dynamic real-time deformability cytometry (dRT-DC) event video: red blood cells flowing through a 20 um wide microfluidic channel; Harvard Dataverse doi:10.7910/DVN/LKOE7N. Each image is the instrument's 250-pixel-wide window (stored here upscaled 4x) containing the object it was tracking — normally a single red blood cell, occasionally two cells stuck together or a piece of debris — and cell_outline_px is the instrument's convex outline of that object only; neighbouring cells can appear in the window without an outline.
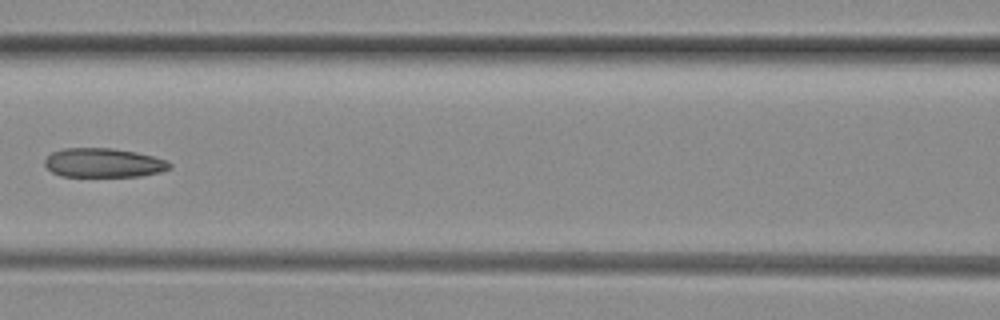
{"species": "common noctule bat (a hibernating species)", "species_latin": "Nyctalus noctula", "temperature_condition": "room temperature", "stored_images_in_passage": 7, "camera_frame_rate_fps": 3000, "um_per_image_px": 0.085, "animal": {"sex": "female", "body_mass_g": 29.2, "forearm_length_mm": 56.3}, "frame": {"image": 1, "passage_image": 6, "time_ms": 1.667, "image_size_px": [1000, 320], "cell_outline_px": [[172, 168], [160, 172], [140, 176], [60, 176], [52, 172], [44, 164], [44, 160], [52, 152], [64, 148], [112, 148], [136, 152], [168, 160], [172, 164]], "centroid_in_image_um": [8.82, 13.84], "position_along_channel_um": 157.8, "area_um2": 21.27}}
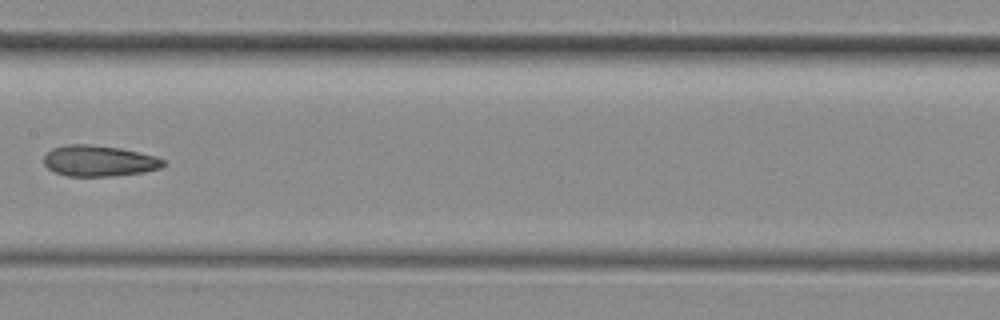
{"frame": {"image": 2, "passage_image": 7, "time_ms": 2.0, "image_size_px": [1000, 320], "cell_outline_px": [[168, 164], [160, 168], [144, 172], [116, 176], [64, 176], [52, 172], [44, 164], [44, 156], [52, 148], [68, 144], [88, 144], [120, 148], [140, 152], [156, 156], [164, 160]], "centroid_in_image_um": [8.42, 13.68], "position_along_channel_um": 199.0, "area_um2": 21.85}}